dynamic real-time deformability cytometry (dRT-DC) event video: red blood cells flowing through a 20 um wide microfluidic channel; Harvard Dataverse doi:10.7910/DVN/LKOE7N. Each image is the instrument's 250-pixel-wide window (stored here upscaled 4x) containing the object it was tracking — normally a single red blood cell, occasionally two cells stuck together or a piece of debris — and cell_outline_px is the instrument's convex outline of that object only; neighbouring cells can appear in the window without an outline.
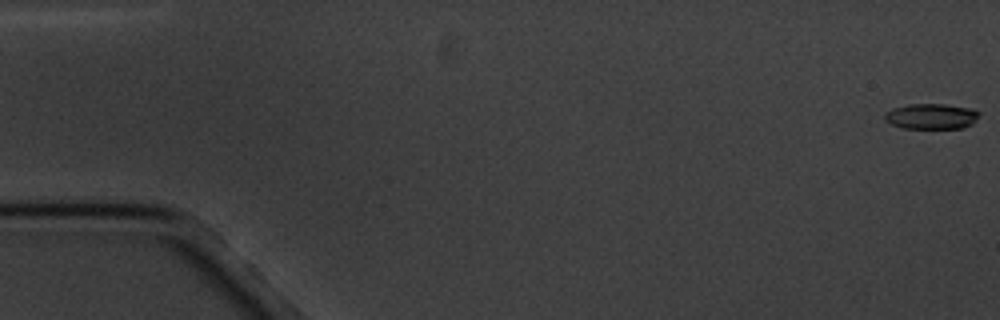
{"species": "common noctule bat (a hibernating species)", "species_latin": "Nyctalus noctula", "temperature_condition": "cold", "stored_images_in_passage": 5, "camera_frame_rate_fps": 3000, "um_per_image_px": 0.085, "animal": {"sex": "male", "body_mass_g": 20.1, "forearm_length_mm": 53.5}, "frame": {"image": 1, "passage_image": 1, "time_ms": 0.0, "image_size_px": [1000, 320], "cell_outline_px": [[980, 112], [976, 120], [972, 124], [964, 128], [904, 128], [892, 124], [884, 120], [884, 116], [892, 108], [908, 104], [944, 104], [972, 108]], "centroid_in_image_um": [79.19, 9.88], "position_along_channel_um": 5.8, "area_um2": 14.05}}
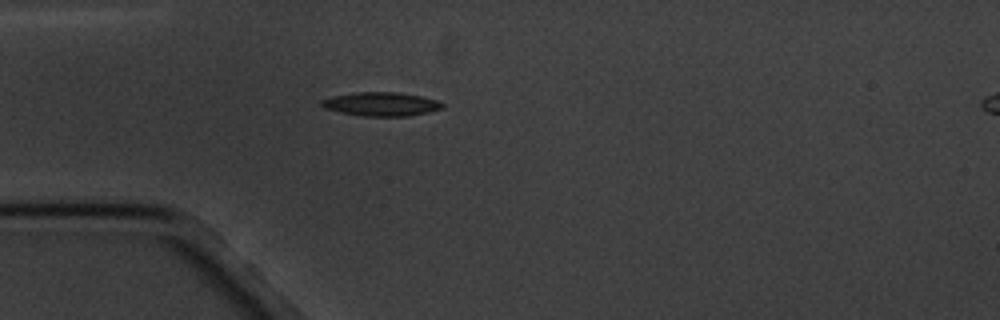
{"frame": {"image": 2, "passage_image": 5, "time_ms": 5.333, "image_size_px": [1000, 320], "cell_outline_px": [[444, 108], [428, 112], [408, 116], [360, 116], [340, 112], [324, 108], [320, 104], [320, 100], [332, 96], [356, 92], [396, 92], [420, 96], [436, 100], [444, 104]], "centroid_in_image_um": [32.37, 8.85], "position_along_channel_um": 52.6, "area_um2": 16.76}}